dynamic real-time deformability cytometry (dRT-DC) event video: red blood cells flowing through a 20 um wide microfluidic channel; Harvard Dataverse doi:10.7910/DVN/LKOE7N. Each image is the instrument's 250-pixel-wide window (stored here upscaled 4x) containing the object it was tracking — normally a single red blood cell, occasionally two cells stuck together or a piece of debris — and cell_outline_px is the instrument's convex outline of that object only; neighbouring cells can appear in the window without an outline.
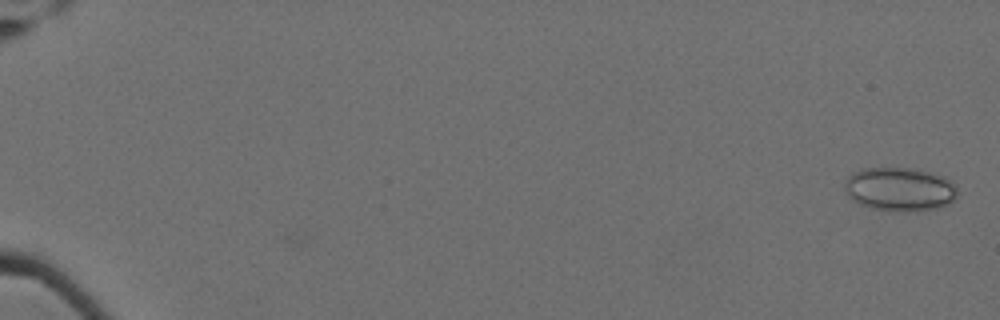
{"species": "Egyptian fruit bat (a non-hibernating species)", "species_latin": "Rousettus aegyptiacus", "temperature_condition": "cold", "stored_images_in_passage": 61, "camera_frame_rate_fps": 3000, "um_per_image_px": 0.085, "animal": {"sex": "female"}, "frame": {"image": 1, "passage_image": 2, "time_ms": 0.333, "image_size_px": [1000, 320], "cell_outline_px": [[956, 196], [948, 204], [940, 208], [920, 212], [904, 212], [872, 208], [860, 204], [852, 200], [848, 196], [844, 188], [844, 184], [848, 176], [852, 172], [860, 168], [916, 168], [932, 172], [944, 176], [952, 180], [956, 184]], "centroid_in_image_um": [76.5, 16.08], "position_along_channel_um": 8.5, "area_um2": 29.36}}
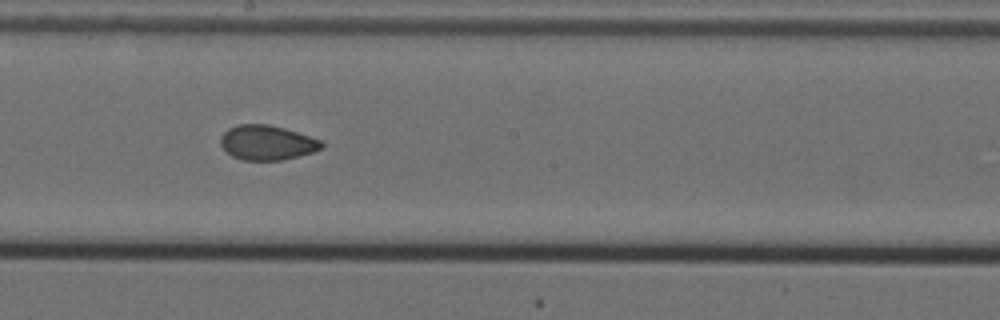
{"frame": {"image": 2, "passage_image": 37, "time_ms": 12.0, "image_size_px": [1000, 320], "cell_outline_px": [[324, 144], [320, 148], [312, 152], [280, 160], [244, 160], [232, 156], [220, 144], [220, 136], [228, 128], [240, 124], [268, 124], [284, 128], [324, 140]], "centroid_in_image_um": [22.69, 12.11], "position_along_channel_um": 225.5, "area_um2": 20.35}}
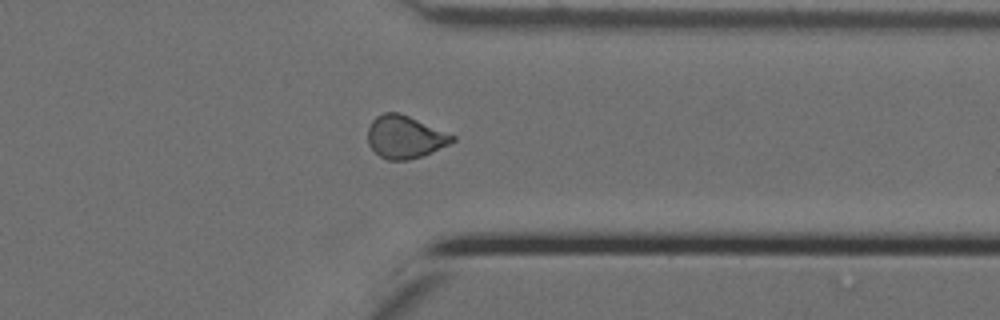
{"frame": {"image": 3, "passage_image": 50, "time_ms": 16.333, "image_size_px": [1000, 320], "cell_outline_px": [[456, 140], [432, 152], [408, 160], [388, 160], [380, 156], [368, 144], [368, 128], [372, 120], [376, 116], [384, 112], [396, 112], [408, 116], [456, 136]], "centroid_in_image_um": [34.4, 11.64], "position_along_channel_um": 377.0, "area_um2": 20.75}, "authors_computed_cell_mechanics": {"area_um2": 21.2126, "velocity_mm_per_s": 3.5084, "shape_relaxation_time_tau1_ms": null, "shape_relaxation_time_tau2_ms": 2.6326, "deformation_change_tau1": null, "deformation_change_tau2": 0.0562}}